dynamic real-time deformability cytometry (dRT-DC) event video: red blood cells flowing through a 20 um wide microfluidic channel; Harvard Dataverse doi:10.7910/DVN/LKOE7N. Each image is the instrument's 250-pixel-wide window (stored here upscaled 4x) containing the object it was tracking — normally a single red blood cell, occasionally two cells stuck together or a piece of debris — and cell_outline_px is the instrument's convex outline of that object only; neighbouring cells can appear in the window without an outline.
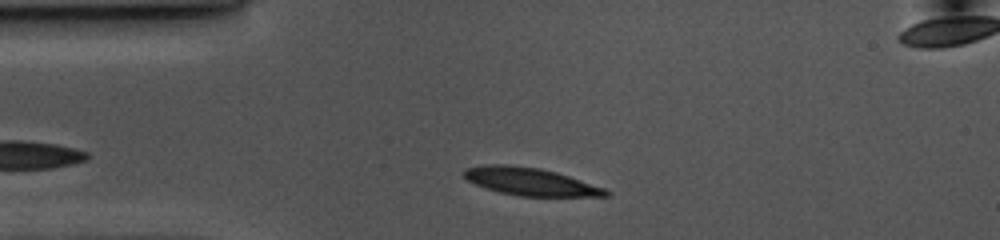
{"species": "common noctule bat (a hibernating species)", "species_latin": "Nyctalus noctula", "temperature_condition": "cold", "stored_images_in_passage": 36, "camera_frame_rate_fps": 3000, "um_per_image_px": 0.085, "animal": {"sex": "female", "body_mass_g": 10.0, "forearm_length_mm": 53.1}, "frame": {"image": 1, "passage_image": 4, "time_ms": 1.0, "image_size_px": [1000, 240], "cell_outline_px": [[612, 192], [608, 196], [520, 196], [500, 192], [476, 184], [468, 180], [464, 176], [464, 168], [484, 164], [508, 164], [540, 168], [556, 172], [604, 188]], "centroid_in_image_um": [45.07, 15.42], "position_along_channel_um": 39.9, "area_um2": 22.66}}
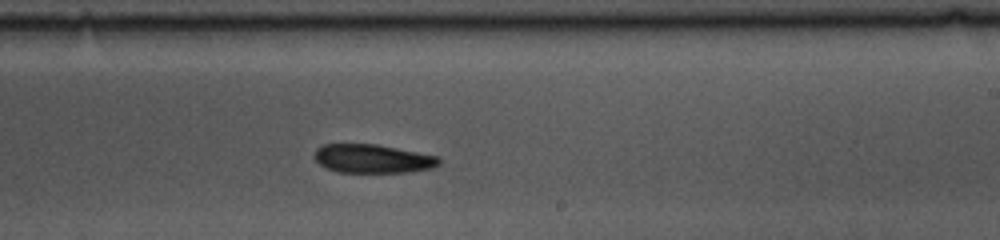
{"frame": {"image": 2, "passage_image": 24, "time_ms": 7.667, "image_size_px": [1000, 240], "cell_outline_px": [[440, 164], [432, 168], [408, 172], [340, 172], [328, 168], [320, 164], [316, 160], [316, 148], [324, 144], [376, 144], [440, 156]], "centroid_in_image_um": [31.73, 13.48], "position_along_channel_um": 257.3, "area_um2": 20.69}}
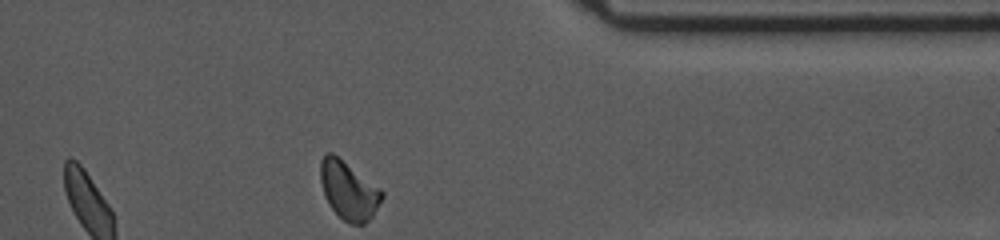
{"frame": {"image": 3, "passage_image": 36, "time_ms": 11.667, "image_size_px": [1000, 240], "cell_outline_px": [[384, 196], [372, 216], [364, 224], [348, 224], [328, 204], [324, 196], [320, 180], [320, 160], [324, 152], [332, 152], [380, 188], [384, 192]], "centroid_in_image_um": [29.61, 16.17], "position_along_channel_um": 381.8, "area_um2": 20.87}, "authors_computed_cell_mechanics": {"area_um2": 22.2241, "velocity_mm_per_s": 3.5305, "shape_relaxation_time_tau1_ms": 2.118, "shape_relaxation_time_tau2_ms": null, "deformation_change_tau1": 0.1084, "deformation_change_tau2": null}}